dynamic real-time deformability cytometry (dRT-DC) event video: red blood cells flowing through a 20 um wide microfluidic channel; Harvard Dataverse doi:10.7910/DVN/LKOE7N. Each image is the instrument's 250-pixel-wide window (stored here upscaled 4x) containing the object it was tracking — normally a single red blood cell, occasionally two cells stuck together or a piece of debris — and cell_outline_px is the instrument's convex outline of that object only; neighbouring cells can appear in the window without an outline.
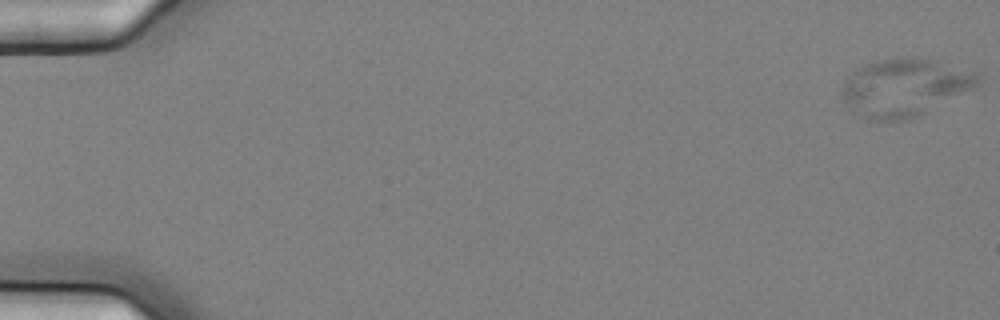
{"species": "common noctule bat (a hibernating species)", "species_latin": "Nyctalus noctula", "temperature_condition": "cold", "stored_images_in_passage": 6, "camera_frame_rate_fps": 3000, "um_per_image_px": 0.085, "animal": {"sex": "female", "body_mass_g": 25.1}, "frame": {"image": 1, "passage_image": 1, "time_ms": 0.0, "image_size_px": [1000, 320], "cell_outline_px": [[984, 80], [976, 88], [920, 116], [904, 120], [864, 120], [848, 112], [840, 96], [840, 92], [848, 76], [856, 68], [880, 60], [896, 56], [920, 56], [936, 60], [976, 72]], "centroid_in_image_um": [76.89, 7.44], "position_along_channel_um": 8.1, "area_um2": 47.16}}